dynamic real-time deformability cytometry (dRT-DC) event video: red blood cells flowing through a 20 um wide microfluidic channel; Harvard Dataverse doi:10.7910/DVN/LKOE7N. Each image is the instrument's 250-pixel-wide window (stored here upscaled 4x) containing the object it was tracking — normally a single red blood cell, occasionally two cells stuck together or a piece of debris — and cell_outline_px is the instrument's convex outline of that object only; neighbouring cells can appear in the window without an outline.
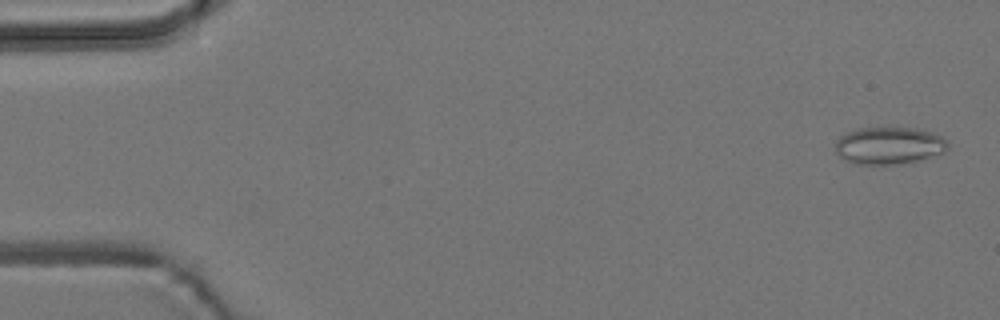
{"species": "common noctule bat (a hibernating species)", "species_latin": "Nyctalus noctula", "temperature_condition": "room temperature", "stored_images_in_passage": 4, "camera_frame_rate_fps": 3000, "um_per_image_px": 0.085, "animal": {"sex": "male", "body_mass_g": 19.2, "forearm_length_mm": 51.8}, "frame": {"image": 1, "passage_image": 1, "time_ms": 0.0, "image_size_px": [1000, 320], "cell_outline_px": [[948, 148], [944, 152], [904, 164], [852, 164], [844, 160], [836, 152], [836, 140], [840, 136], [856, 128], [916, 128], [940, 136], [948, 140]], "centroid_in_image_um": [75.54, 12.38], "position_along_channel_um": 9.5, "area_um2": 24.39}}